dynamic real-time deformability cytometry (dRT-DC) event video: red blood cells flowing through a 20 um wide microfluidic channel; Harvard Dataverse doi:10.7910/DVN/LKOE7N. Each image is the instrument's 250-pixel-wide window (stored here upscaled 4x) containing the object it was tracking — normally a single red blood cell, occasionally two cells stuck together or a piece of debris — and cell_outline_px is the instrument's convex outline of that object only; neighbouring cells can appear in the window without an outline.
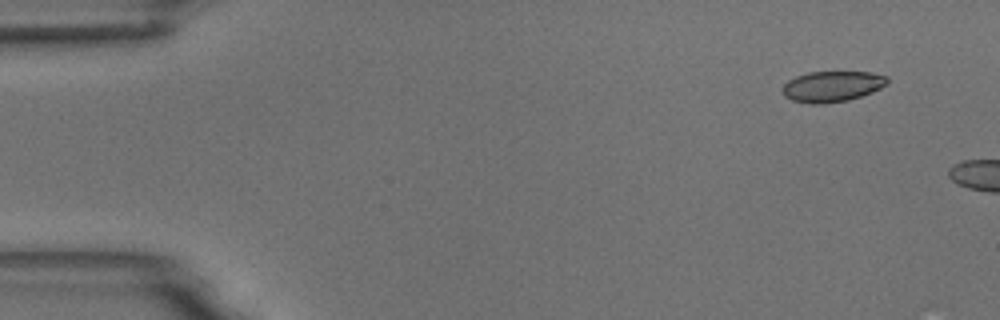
{"species": "common noctule bat (a hibernating species)", "species_latin": "Nyctalus noctula", "temperature_condition": "room temperature", "stored_images_in_passage": 2, "camera_frame_rate_fps": 3000, "um_per_image_px": 0.085, "animal": {"sex": "male", "body_mass_g": 18.8}, "frame": {"image": 1, "passage_image": 1, "time_ms": 0.0, "image_size_px": [1000, 320], "cell_outline_px": [[888, 84], [872, 92], [848, 100], [824, 104], [812, 104], [792, 100], [784, 96], [784, 84], [788, 80], [796, 76], [808, 72], [872, 72], [888, 76]], "centroid_in_image_um": [70.76, 7.34], "position_along_channel_um": 14.2, "area_um2": 18.79}}